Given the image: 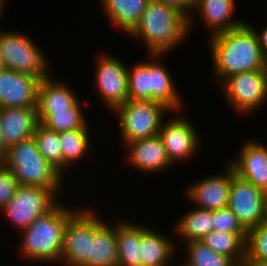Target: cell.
Wrapping results in <instances>:
<instances>
[{"instance_id": "7c38bea8", "label": "cell", "mask_w": 267, "mask_h": 266, "mask_svg": "<svg viewBox=\"0 0 267 266\" xmlns=\"http://www.w3.org/2000/svg\"><path fill=\"white\" fill-rule=\"evenodd\" d=\"M99 56L95 83L104 104L114 111L128 100V66L119 58L106 53Z\"/></svg>"}, {"instance_id": "ffe728a7", "label": "cell", "mask_w": 267, "mask_h": 266, "mask_svg": "<svg viewBox=\"0 0 267 266\" xmlns=\"http://www.w3.org/2000/svg\"><path fill=\"white\" fill-rule=\"evenodd\" d=\"M235 3V0H197L195 10L199 11L204 24L211 30L210 36L238 28L245 23L244 20L236 21L232 17Z\"/></svg>"}, {"instance_id": "4316f807", "label": "cell", "mask_w": 267, "mask_h": 266, "mask_svg": "<svg viewBox=\"0 0 267 266\" xmlns=\"http://www.w3.org/2000/svg\"><path fill=\"white\" fill-rule=\"evenodd\" d=\"M89 132L88 128H82L59 133L63 154V170L86 156L90 145Z\"/></svg>"}, {"instance_id": "74e56055", "label": "cell", "mask_w": 267, "mask_h": 266, "mask_svg": "<svg viewBox=\"0 0 267 266\" xmlns=\"http://www.w3.org/2000/svg\"><path fill=\"white\" fill-rule=\"evenodd\" d=\"M6 68L4 57L0 51V70Z\"/></svg>"}, {"instance_id": "484cf974", "label": "cell", "mask_w": 267, "mask_h": 266, "mask_svg": "<svg viewBox=\"0 0 267 266\" xmlns=\"http://www.w3.org/2000/svg\"><path fill=\"white\" fill-rule=\"evenodd\" d=\"M213 211L195 208L188 211L177 222L176 233L189 241H201L207 234L213 231Z\"/></svg>"}, {"instance_id": "d590c367", "label": "cell", "mask_w": 267, "mask_h": 266, "mask_svg": "<svg viewBox=\"0 0 267 266\" xmlns=\"http://www.w3.org/2000/svg\"><path fill=\"white\" fill-rule=\"evenodd\" d=\"M2 125H1V116H0V160L4 157V155L6 154V148L4 145V141H3V136H2Z\"/></svg>"}, {"instance_id": "44dd1931", "label": "cell", "mask_w": 267, "mask_h": 266, "mask_svg": "<svg viewBox=\"0 0 267 266\" xmlns=\"http://www.w3.org/2000/svg\"><path fill=\"white\" fill-rule=\"evenodd\" d=\"M117 263L116 224L110 226L94 213V237L90 262L86 266H115Z\"/></svg>"}, {"instance_id": "5b68a950", "label": "cell", "mask_w": 267, "mask_h": 266, "mask_svg": "<svg viewBox=\"0 0 267 266\" xmlns=\"http://www.w3.org/2000/svg\"><path fill=\"white\" fill-rule=\"evenodd\" d=\"M0 161L9 168L20 186L44 187L60 194L63 174L45 160L33 137L9 147Z\"/></svg>"}, {"instance_id": "4dcf8cb0", "label": "cell", "mask_w": 267, "mask_h": 266, "mask_svg": "<svg viewBox=\"0 0 267 266\" xmlns=\"http://www.w3.org/2000/svg\"><path fill=\"white\" fill-rule=\"evenodd\" d=\"M267 259V223L262 222L256 227L247 230L245 246V263L256 266L260 261Z\"/></svg>"}, {"instance_id": "836d02e7", "label": "cell", "mask_w": 267, "mask_h": 266, "mask_svg": "<svg viewBox=\"0 0 267 266\" xmlns=\"http://www.w3.org/2000/svg\"><path fill=\"white\" fill-rule=\"evenodd\" d=\"M158 2L165 3L166 5L175 7L179 9L183 14H185L189 18V31L192 27L193 18L190 15L191 10H195L197 5V0H155ZM189 11V12H188ZM191 25V26H190Z\"/></svg>"}, {"instance_id": "ac0fdd59", "label": "cell", "mask_w": 267, "mask_h": 266, "mask_svg": "<svg viewBox=\"0 0 267 266\" xmlns=\"http://www.w3.org/2000/svg\"><path fill=\"white\" fill-rule=\"evenodd\" d=\"M5 148L30 139L39 124L37 108H0Z\"/></svg>"}, {"instance_id": "7a4b0ae2", "label": "cell", "mask_w": 267, "mask_h": 266, "mask_svg": "<svg viewBox=\"0 0 267 266\" xmlns=\"http://www.w3.org/2000/svg\"><path fill=\"white\" fill-rule=\"evenodd\" d=\"M189 18L179 9L150 0L140 22L129 34L142 39L149 54H165L188 36ZM176 46V47H175Z\"/></svg>"}, {"instance_id": "277c9868", "label": "cell", "mask_w": 267, "mask_h": 266, "mask_svg": "<svg viewBox=\"0 0 267 266\" xmlns=\"http://www.w3.org/2000/svg\"><path fill=\"white\" fill-rule=\"evenodd\" d=\"M152 61L139 62L128 67V99L150 100L164 104L172 112L180 110L179 96L172 76L159 60L164 54H149ZM174 110V111H173Z\"/></svg>"}, {"instance_id": "8992f818", "label": "cell", "mask_w": 267, "mask_h": 266, "mask_svg": "<svg viewBox=\"0 0 267 266\" xmlns=\"http://www.w3.org/2000/svg\"><path fill=\"white\" fill-rule=\"evenodd\" d=\"M113 112L119 119L120 136L127 144L134 140L158 136L163 116L171 110L157 101L128 99Z\"/></svg>"}, {"instance_id": "3957f363", "label": "cell", "mask_w": 267, "mask_h": 266, "mask_svg": "<svg viewBox=\"0 0 267 266\" xmlns=\"http://www.w3.org/2000/svg\"><path fill=\"white\" fill-rule=\"evenodd\" d=\"M57 203L45 215L38 217L28 227L21 230V255L38 261L60 262L64 230L69 219L78 211ZM24 231V232H23Z\"/></svg>"}, {"instance_id": "83f0119b", "label": "cell", "mask_w": 267, "mask_h": 266, "mask_svg": "<svg viewBox=\"0 0 267 266\" xmlns=\"http://www.w3.org/2000/svg\"><path fill=\"white\" fill-rule=\"evenodd\" d=\"M82 106L78 100L68 110L52 111L40 123L47 129L56 131L57 133L88 128Z\"/></svg>"}, {"instance_id": "8d00e7d4", "label": "cell", "mask_w": 267, "mask_h": 266, "mask_svg": "<svg viewBox=\"0 0 267 266\" xmlns=\"http://www.w3.org/2000/svg\"><path fill=\"white\" fill-rule=\"evenodd\" d=\"M262 70L267 74V50L264 51Z\"/></svg>"}, {"instance_id": "b9f144b4", "label": "cell", "mask_w": 267, "mask_h": 266, "mask_svg": "<svg viewBox=\"0 0 267 266\" xmlns=\"http://www.w3.org/2000/svg\"><path fill=\"white\" fill-rule=\"evenodd\" d=\"M264 196H265V203H267V188L264 191Z\"/></svg>"}, {"instance_id": "52a82bcc", "label": "cell", "mask_w": 267, "mask_h": 266, "mask_svg": "<svg viewBox=\"0 0 267 266\" xmlns=\"http://www.w3.org/2000/svg\"><path fill=\"white\" fill-rule=\"evenodd\" d=\"M0 51L6 68L31 75L40 81L50 76L45 55L27 35L14 31L0 32Z\"/></svg>"}, {"instance_id": "f546056e", "label": "cell", "mask_w": 267, "mask_h": 266, "mask_svg": "<svg viewBox=\"0 0 267 266\" xmlns=\"http://www.w3.org/2000/svg\"><path fill=\"white\" fill-rule=\"evenodd\" d=\"M186 243V264L190 266H238L226 255L216 253L201 241H189Z\"/></svg>"}, {"instance_id": "d6986e66", "label": "cell", "mask_w": 267, "mask_h": 266, "mask_svg": "<svg viewBox=\"0 0 267 266\" xmlns=\"http://www.w3.org/2000/svg\"><path fill=\"white\" fill-rule=\"evenodd\" d=\"M68 86L51 75L40 81L36 106L39 123L52 111L68 110L80 100Z\"/></svg>"}, {"instance_id": "f35d334b", "label": "cell", "mask_w": 267, "mask_h": 266, "mask_svg": "<svg viewBox=\"0 0 267 266\" xmlns=\"http://www.w3.org/2000/svg\"><path fill=\"white\" fill-rule=\"evenodd\" d=\"M4 1H6V0H0V17L2 16V14H3V9H4Z\"/></svg>"}, {"instance_id": "d6a6232c", "label": "cell", "mask_w": 267, "mask_h": 266, "mask_svg": "<svg viewBox=\"0 0 267 266\" xmlns=\"http://www.w3.org/2000/svg\"><path fill=\"white\" fill-rule=\"evenodd\" d=\"M19 187V181L9 168L0 161V210L11 201Z\"/></svg>"}, {"instance_id": "f1b7e54d", "label": "cell", "mask_w": 267, "mask_h": 266, "mask_svg": "<svg viewBox=\"0 0 267 266\" xmlns=\"http://www.w3.org/2000/svg\"><path fill=\"white\" fill-rule=\"evenodd\" d=\"M33 138L35 139L39 152L45 160L56 168L61 174L63 171V154L59 133L47 129L39 123L35 129Z\"/></svg>"}, {"instance_id": "7402d4cb", "label": "cell", "mask_w": 267, "mask_h": 266, "mask_svg": "<svg viewBox=\"0 0 267 266\" xmlns=\"http://www.w3.org/2000/svg\"><path fill=\"white\" fill-rule=\"evenodd\" d=\"M172 241L155 230L141 226V266H168L175 252Z\"/></svg>"}, {"instance_id": "30bf717a", "label": "cell", "mask_w": 267, "mask_h": 266, "mask_svg": "<svg viewBox=\"0 0 267 266\" xmlns=\"http://www.w3.org/2000/svg\"><path fill=\"white\" fill-rule=\"evenodd\" d=\"M90 210H78L65 227L60 260L69 266H86L90 262L94 237V212Z\"/></svg>"}, {"instance_id": "4fadbf2b", "label": "cell", "mask_w": 267, "mask_h": 266, "mask_svg": "<svg viewBox=\"0 0 267 266\" xmlns=\"http://www.w3.org/2000/svg\"><path fill=\"white\" fill-rule=\"evenodd\" d=\"M183 118L164 120L158 133L172 166L177 160L193 157L199 147L198 131L189 119Z\"/></svg>"}, {"instance_id": "9a60e30c", "label": "cell", "mask_w": 267, "mask_h": 266, "mask_svg": "<svg viewBox=\"0 0 267 266\" xmlns=\"http://www.w3.org/2000/svg\"><path fill=\"white\" fill-rule=\"evenodd\" d=\"M224 174L211 175L188 186V198L197 204L198 208L215 211L227 207L232 175L235 173L231 164Z\"/></svg>"}, {"instance_id": "cb8c5ba5", "label": "cell", "mask_w": 267, "mask_h": 266, "mask_svg": "<svg viewBox=\"0 0 267 266\" xmlns=\"http://www.w3.org/2000/svg\"><path fill=\"white\" fill-rule=\"evenodd\" d=\"M117 258L119 265L141 266V225L129 222L116 223Z\"/></svg>"}, {"instance_id": "1f68e13d", "label": "cell", "mask_w": 267, "mask_h": 266, "mask_svg": "<svg viewBox=\"0 0 267 266\" xmlns=\"http://www.w3.org/2000/svg\"><path fill=\"white\" fill-rule=\"evenodd\" d=\"M213 230L227 233H247L238 222L237 217L228 208L213 211Z\"/></svg>"}, {"instance_id": "ba28073f", "label": "cell", "mask_w": 267, "mask_h": 266, "mask_svg": "<svg viewBox=\"0 0 267 266\" xmlns=\"http://www.w3.org/2000/svg\"><path fill=\"white\" fill-rule=\"evenodd\" d=\"M222 83L226 100L239 115L258 111L267 101V74L263 70L237 73Z\"/></svg>"}, {"instance_id": "e575fe53", "label": "cell", "mask_w": 267, "mask_h": 266, "mask_svg": "<svg viewBox=\"0 0 267 266\" xmlns=\"http://www.w3.org/2000/svg\"><path fill=\"white\" fill-rule=\"evenodd\" d=\"M255 34L257 36L258 39V43L261 46L262 51H266L267 50V25L266 27L261 31V33L255 31Z\"/></svg>"}, {"instance_id": "603a6c76", "label": "cell", "mask_w": 267, "mask_h": 266, "mask_svg": "<svg viewBox=\"0 0 267 266\" xmlns=\"http://www.w3.org/2000/svg\"><path fill=\"white\" fill-rule=\"evenodd\" d=\"M102 6L112 25L130 34L140 22L150 0H101Z\"/></svg>"}, {"instance_id": "9c48e42d", "label": "cell", "mask_w": 267, "mask_h": 266, "mask_svg": "<svg viewBox=\"0 0 267 266\" xmlns=\"http://www.w3.org/2000/svg\"><path fill=\"white\" fill-rule=\"evenodd\" d=\"M56 195L44 187L20 186L11 201L0 210L18 229H24L45 215L57 203Z\"/></svg>"}, {"instance_id": "d4e9b609", "label": "cell", "mask_w": 267, "mask_h": 266, "mask_svg": "<svg viewBox=\"0 0 267 266\" xmlns=\"http://www.w3.org/2000/svg\"><path fill=\"white\" fill-rule=\"evenodd\" d=\"M246 234L213 230L201 242L212 251L228 256L237 265H243L245 263Z\"/></svg>"}, {"instance_id": "e0dca14e", "label": "cell", "mask_w": 267, "mask_h": 266, "mask_svg": "<svg viewBox=\"0 0 267 266\" xmlns=\"http://www.w3.org/2000/svg\"><path fill=\"white\" fill-rule=\"evenodd\" d=\"M126 146L129 149L128 163L141 171L155 173L172 165L159 136L134 140L128 142Z\"/></svg>"}, {"instance_id": "60d3db41", "label": "cell", "mask_w": 267, "mask_h": 266, "mask_svg": "<svg viewBox=\"0 0 267 266\" xmlns=\"http://www.w3.org/2000/svg\"><path fill=\"white\" fill-rule=\"evenodd\" d=\"M256 266H267V259L260 261Z\"/></svg>"}, {"instance_id": "6da1fadb", "label": "cell", "mask_w": 267, "mask_h": 266, "mask_svg": "<svg viewBox=\"0 0 267 266\" xmlns=\"http://www.w3.org/2000/svg\"><path fill=\"white\" fill-rule=\"evenodd\" d=\"M209 38L213 72L221 82L237 73L262 70L264 52L252 25L245 22Z\"/></svg>"}, {"instance_id": "5bb4252c", "label": "cell", "mask_w": 267, "mask_h": 266, "mask_svg": "<svg viewBox=\"0 0 267 266\" xmlns=\"http://www.w3.org/2000/svg\"><path fill=\"white\" fill-rule=\"evenodd\" d=\"M40 80L10 68L0 70V108H36Z\"/></svg>"}, {"instance_id": "2e32d148", "label": "cell", "mask_w": 267, "mask_h": 266, "mask_svg": "<svg viewBox=\"0 0 267 266\" xmlns=\"http://www.w3.org/2000/svg\"><path fill=\"white\" fill-rule=\"evenodd\" d=\"M240 154L230 164L235 174L265 191L267 188V146L253 140L243 144Z\"/></svg>"}, {"instance_id": "8fae6325", "label": "cell", "mask_w": 267, "mask_h": 266, "mask_svg": "<svg viewBox=\"0 0 267 266\" xmlns=\"http://www.w3.org/2000/svg\"><path fill=\"white\" fill-rule=\"evenodd\" d=\"M227 207L246 231L256 227L264 222V190L234 173Z\"/></svg>"}, {"instance_id": "ab89813d", "label": "cell", "mask_w": 267, "mask_h": 266, "mask_svg": "<svg viewBox=\"0 0 267 266\" xmlns=\"http://www.w3.org/2000/svg\"><path fill=\"white\" fill-rule=\"evenodd\" d=\"M264 222L267 223V203H265V210H264Z\"/></svg>"}]
</instances>
